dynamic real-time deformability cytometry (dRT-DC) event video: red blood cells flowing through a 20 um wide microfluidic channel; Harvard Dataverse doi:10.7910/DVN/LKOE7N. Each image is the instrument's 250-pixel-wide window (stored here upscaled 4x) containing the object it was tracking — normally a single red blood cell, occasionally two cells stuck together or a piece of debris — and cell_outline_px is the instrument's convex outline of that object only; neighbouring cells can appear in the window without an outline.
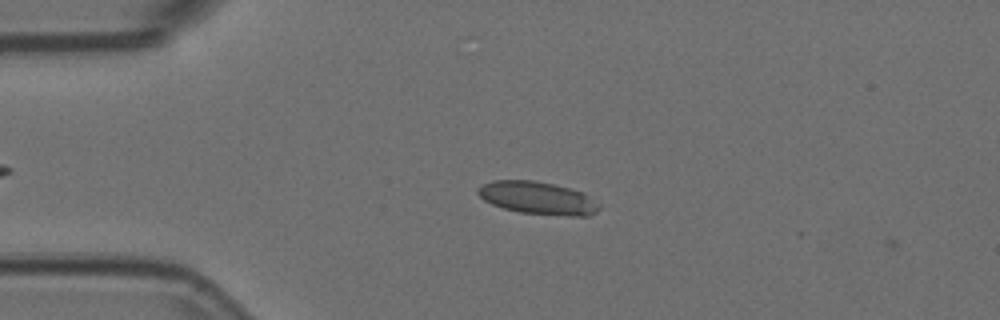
{"species": "Egyptian fruit bat (a non-hibernating species)", "species_latin": "Rousettus aegyptiacus", "temperature_condition": "room temperature", "stored_images_in_passage": 4, "camera_frame_rate_fps": 3000, "um_per_image_px": 0.085, "animal": {"sex": "female"}, "frame": {"image": 1, "passage_image": 3, "time_ms": 0.667, "image_size_px": [1000, 320], "cell_outline_px": [[600, 208], [596, 212], [588, 216], [568, 216], [520, 212], [504, 208], [492, 204], [484, 200], [476, 192], [476, 188], [480, 184], [492, 180], [532, 180], [552, 184], [568, 188], [580, 192], [600, 204]], "centroid_in_image_um": [45.65, 16.83], "position_along_channel_um": 39.4, "area_um2": 22.95}}